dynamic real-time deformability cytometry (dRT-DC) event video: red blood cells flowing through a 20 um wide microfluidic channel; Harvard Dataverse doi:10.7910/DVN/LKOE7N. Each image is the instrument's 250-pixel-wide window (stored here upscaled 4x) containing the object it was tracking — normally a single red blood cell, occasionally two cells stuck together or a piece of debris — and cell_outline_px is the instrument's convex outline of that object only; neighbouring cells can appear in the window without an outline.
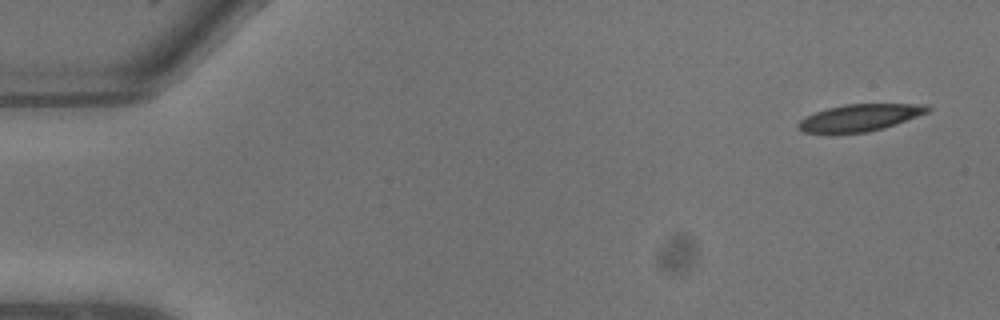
{"species": "common noctule bat (a hibernating species)", "species_latin": "Nyctalus noctula", "temperature_condition": "warm", "stored_images_in_passage": 3, "camera_frame_rate_fps": 3000, "um_per_image_px": 0.085, "animal": {"sex": "male", "body_mass_g": 13.3}, "frame": {"image": 1, "passage_image": 1, "time_ms": 0.0, "image_size_px": [1000, 320], "cell_outline_px": [[932, 108], [928, 112], [896, 124], [884, 128], [868, 132], [804, 132], [796, 128], [796, 124], [804, 116], [828, 108], [844, 104], [928, 104]], "centroid_in_image_um": [73.09, 9.98], "position_along_channel_um": 11.9, "area_um2": 20.17}}